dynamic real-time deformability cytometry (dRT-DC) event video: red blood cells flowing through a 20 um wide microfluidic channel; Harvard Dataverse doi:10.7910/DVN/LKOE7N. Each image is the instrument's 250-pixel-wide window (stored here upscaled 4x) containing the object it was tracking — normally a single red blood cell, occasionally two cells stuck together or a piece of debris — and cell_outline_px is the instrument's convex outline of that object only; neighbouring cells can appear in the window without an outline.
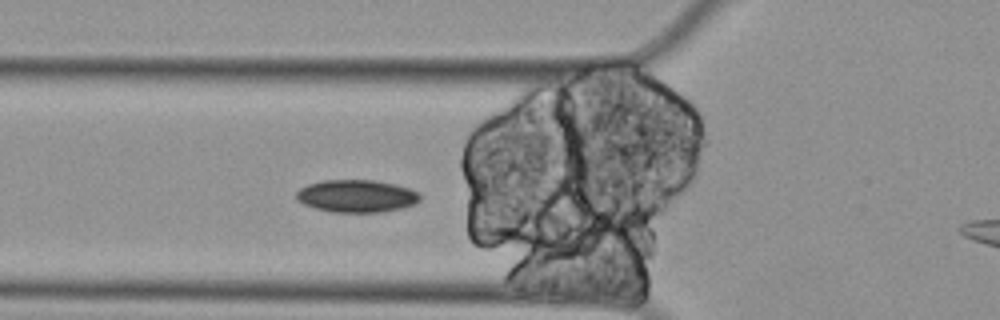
{"species": "Egyptian fruit bat (a non-hibernating species)", "species_latin": "Rousettus aegyptiacus", "temperature_condition": "cold", "stored_images_in_passage": 34, "camera_frame_rate_fps": 3000, "um_per_image_px": 0.085, "animal": {"sex": "female"}, "frame": {"image": 1, "passage_image": 3, "time_ms": 0.667, "image_size_px": [1000, 320], "cell_outline_px": [[420, 200], [416, 204], [400, 208], [380, 212], [332, 212], [316, 208], [304, 204], [296, 200], [296, 192], [300, 188], [308, 184], [324, 180], [372, 180], [396, 184], [420, 192]], "centroid_in_image_um": [30.32, 16.66], "position_along_channel_um": 95.5, "area_um2": 23.47}}
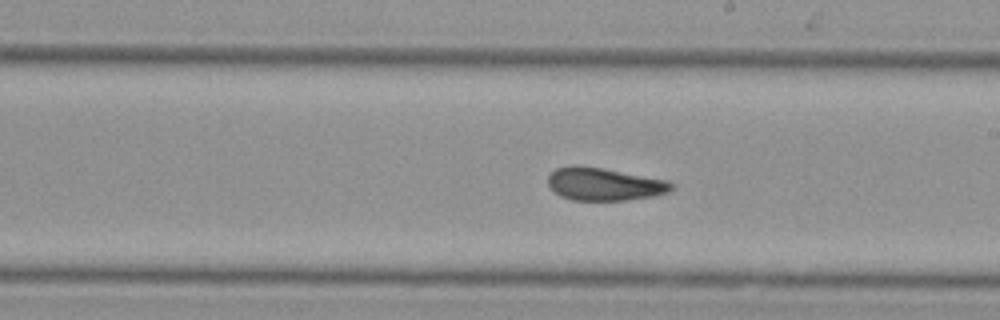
{"frame": {"image": 2, "passage_image": 16, "time_ms": 5.0, "image_size_px": [1000, 320], "cell_outline_px": [[676, 184], [668, 192], [652, 196], [624, 200], [572, 200], [560, 196], [548, 184], [548, 176], [556, 168], [572, 164], [580, 164], [604, 168], [668, 180]], "centroid_in_image_um": [51.35, 15.63], "position_along_channel_um": 237.6, "area_um2": 23.76}}
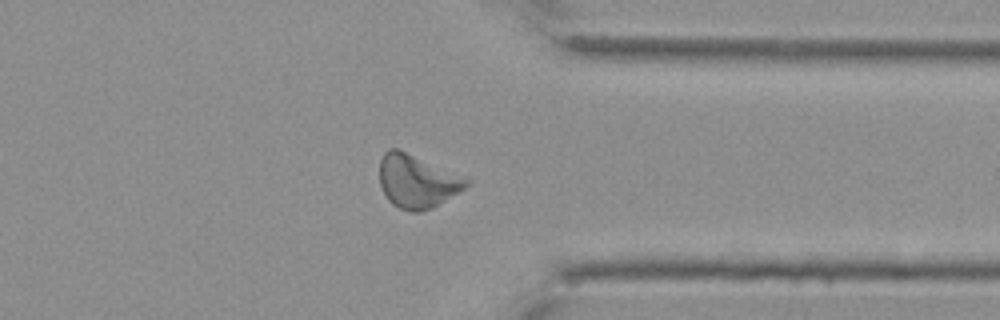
{"frame": {"image": 3, "passage_image": 29, "time_ms": 9.333, "image_size_px": [1000, 320], "cell_outline_px": [[472, 180], [464, 188], [432, 208], [420, 212], [412, 212], [400, 208], [392, 204], [388, 200], [380, 184], [380, 160], [384, 152], [388, 148], [400, 148]], "centroid_in_image_um": [35.43, 15.38], "position_along_channel_um": 376.0, "area_um2": 26.93}}